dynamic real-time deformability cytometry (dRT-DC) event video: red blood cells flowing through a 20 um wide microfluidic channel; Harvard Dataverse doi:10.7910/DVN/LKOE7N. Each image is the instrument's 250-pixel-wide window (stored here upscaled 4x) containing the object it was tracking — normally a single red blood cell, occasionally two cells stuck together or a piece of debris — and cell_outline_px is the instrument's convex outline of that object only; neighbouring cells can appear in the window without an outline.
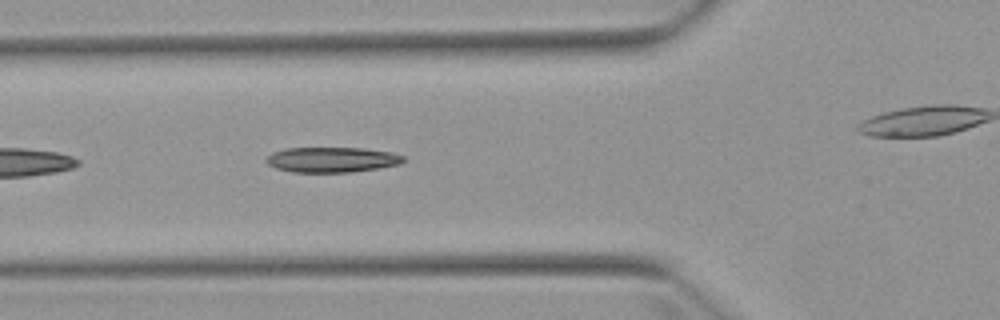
{"species": "Egyptian fruit bat (a non-hibernating species)", "species_latin": "Rousettus aegyptiacus", "temperature_condition": "warm", "stored_images_in_passage": 7, "segment_of_instrument_passage": [1, 2], "camera_frame_rate_fps": 3000, "um_per_image_px": 0.085, "animal": {"sex": "female"}, "frame": {"image": 1, "passage_image": 6, "time_ms": 5.667, "image_size_px": [1000, 320], "cell_outline_px": [[404, 160], [400, 164], [380, 168], [348, 172], [292, 172], [276, 168], [268, 164], [264, 160], [272, 152], [284, 148], [364, 148], [392, 152], [404, 156]], "centroid_in_image_um": [28.2, 13.57], "position_along_channel_um": 97.6, "area_um2": 20.23}}